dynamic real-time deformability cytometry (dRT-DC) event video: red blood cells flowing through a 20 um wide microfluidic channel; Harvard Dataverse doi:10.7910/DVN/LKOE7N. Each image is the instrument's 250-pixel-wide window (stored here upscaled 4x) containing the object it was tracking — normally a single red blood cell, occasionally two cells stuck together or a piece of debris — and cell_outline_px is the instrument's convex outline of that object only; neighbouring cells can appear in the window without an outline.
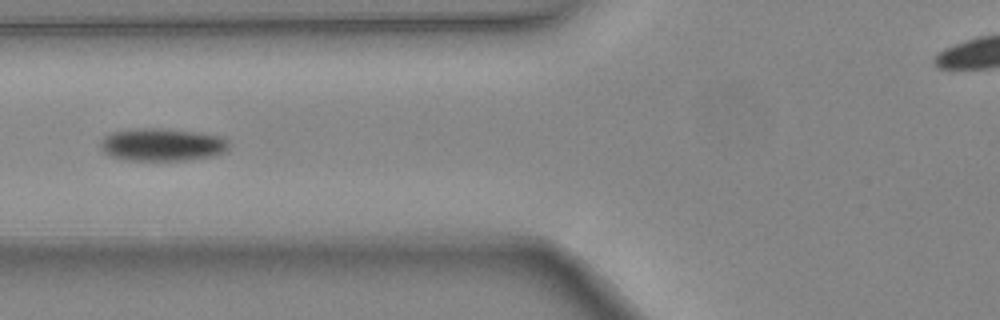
{"species": "common noctule bat (a hibernating species)", "species_latin": "Nyctalus noctula", "temperature_condition": "warm", "stored_images_in_passage": 6, "camera_frame_rate_fps": 3000, "um_per_image_px": 0.085, "animal": {"sex": "female", "body_mass_g": 24.6, "forearm_length_mm": 56.2}, "frame": {"image": 1, "passage_image": 6, "time_ms": 1.667, "image_size_px": [1000, 320], "cell_outline_px": [[228, 152], [216, 156], [188, 160], [128, 160], [112, 156], [104, 152], [100, 148], [100, 140], [104, 136], [112, 132], [140, 128], [160, 128], [200, 132], [220, 136], [228, 140]], "centroid_in_image_um": [13.83, 12.29], "position_along_channel_um": 112.0, "area_um2": 24.74}}